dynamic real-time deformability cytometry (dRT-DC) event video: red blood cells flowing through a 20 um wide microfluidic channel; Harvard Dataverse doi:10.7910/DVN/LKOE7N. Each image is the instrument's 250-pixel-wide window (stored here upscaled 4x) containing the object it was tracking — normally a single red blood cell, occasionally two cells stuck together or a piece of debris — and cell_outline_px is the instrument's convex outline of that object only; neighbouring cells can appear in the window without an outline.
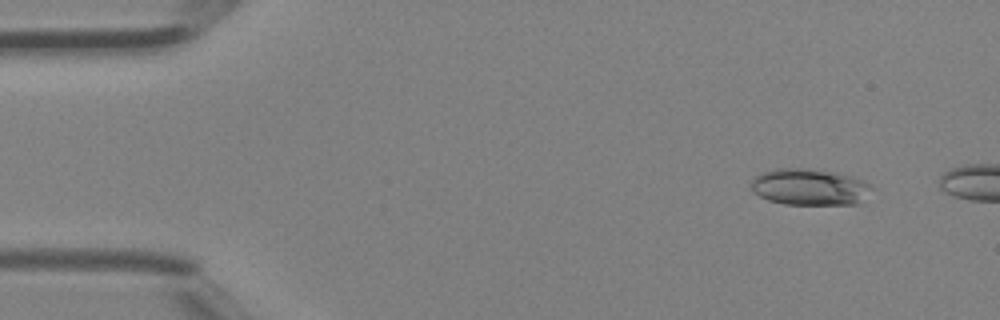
{"species": "Egyptian fruit bat (a non-hibernating species)", "species_latin": "Rousettus aegyptiacus", "temperature_condition": "room temperature", "stored_images_in_passage": 5, "camera_frame_rate_fps": 3000, "um_per_image_px": 0.085, "animal": {"sex": "female"}, "frame": {"image": 1, "passage_image": 1, "time_ms": 0.0, "image_size_px": [1000, 320], "cell_outline_px": [[872, 188], [856, 204], [784, 204], [768, 200], [752, 192], [752, 180], [760, 172], [776, 168], [808, 168], [836, 172], [852, 176], [872, 184]], "centroid_in_image_um": [68.78, 15.87], "position_along_channel_um": 16.2, "area_um2": 25.61}}